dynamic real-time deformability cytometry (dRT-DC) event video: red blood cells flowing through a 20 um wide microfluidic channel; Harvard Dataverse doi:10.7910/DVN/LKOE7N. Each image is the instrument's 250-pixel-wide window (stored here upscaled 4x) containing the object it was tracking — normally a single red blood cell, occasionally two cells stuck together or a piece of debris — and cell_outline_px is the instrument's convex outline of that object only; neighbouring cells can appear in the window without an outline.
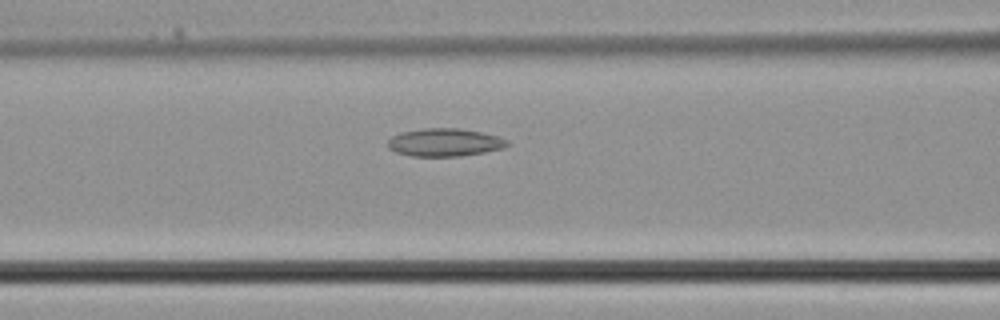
{"species": "common noctule bat (a hibernating species)", "species_latin": "Nyctalus noctula", "temperature_condition": "cold", "stored_images_in_passage": 37, "camera_frame_rate_fps": 3000, "um_per_image_px": 0.085, "animal": {"sex": "male", "body_mass_g": 21.5, "forearm_length_mm": 52.0}, "frame": {"image": 1, "passage_image": 15, "time_ms": 4.667, "image_size_px": [1000, 320], "cell_outline_px": [[512, 144], [504, 148], [484, 152], [460, 156], [412, 156], [396, 152], [388, 148], [388, 140], [392, 136], [400, 132], [424, 128], [460, 128], [480, 132], [496, 136], [508, 140]], "centroid_in_image_um": [37.8, 12.1], "position_along_channel_um": 128.8, "area_um2": 19.48}}
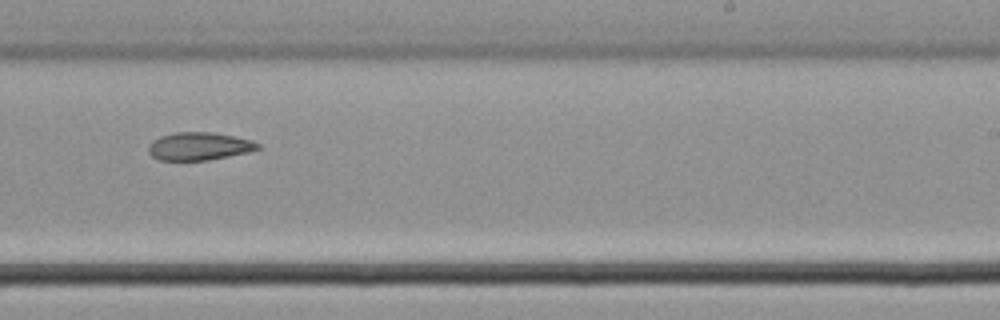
{"frame": {"image": 2, "passage_image": 23, "time_ms": 7.333, "image_size_px": [1000, 320], "cell_outline_px": [[260, 148], [248, 152], [208, 160], [160, 160], [152, 156], [148, 152], [148, 148], [152, 140], [160, 136], [176, 132], [212, 132], [252, 140], [260, 144]], "centroid_in_image_um": [16.91, 12.43], "position_along_channel_um": 272.1, "area_um2": 17.69}}
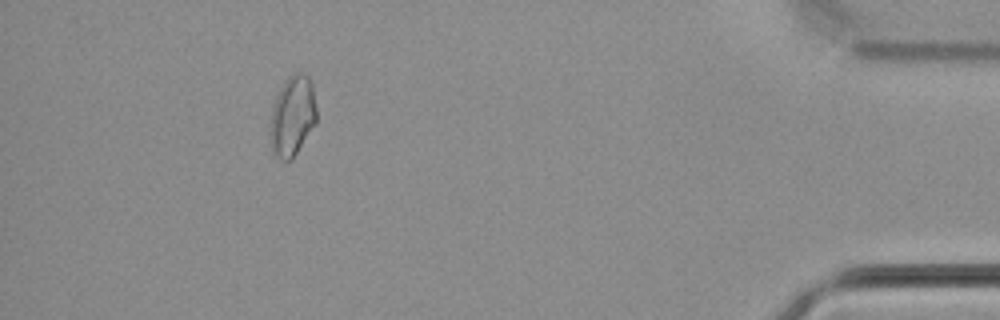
{"frame": {"image": 3, "passage_image": 34, "time_ms": 11.0, "image_size_px": [1000, 320], "cell_outline_px": [[316, 124], [292, 160], [284, 160], [276, 156], [272, 148], [272, 104], [284, 80], [288, 76], [296, 72], [304, 72], [308, 76], [312, 84], [316, 108]], "centroid_in_image_um": [24.89, 9.81], "position_along_channel_um": 410.3, "area_um2": 21.5}}